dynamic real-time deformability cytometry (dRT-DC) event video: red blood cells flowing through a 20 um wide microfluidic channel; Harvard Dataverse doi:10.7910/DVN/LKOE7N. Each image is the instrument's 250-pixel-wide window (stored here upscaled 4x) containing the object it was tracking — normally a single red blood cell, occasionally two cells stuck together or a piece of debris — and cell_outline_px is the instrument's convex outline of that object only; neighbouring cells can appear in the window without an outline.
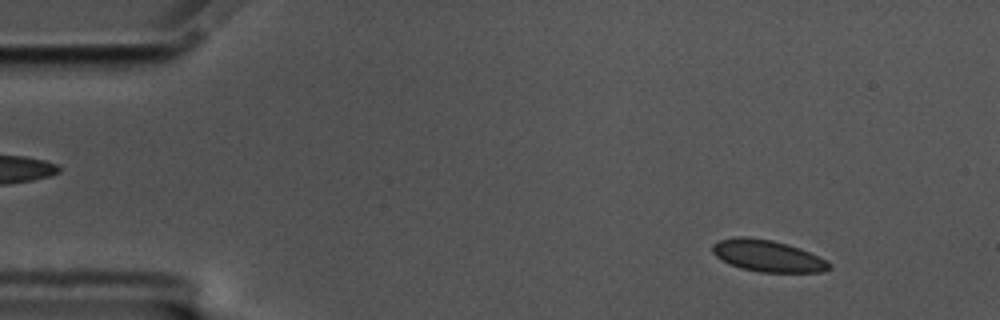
{"species": "common noctule bat (a hibernating species)", "species_latin": "Nyctalus noctula", "temperature_condition": "cold", "stored_images_in_passage": 57, "camera_frame_rate_fps": 3000, "um_per_image_px": 0.085, "animal": {"sex": "male", "body_mass_g": 17.5, "forearm_length_mm": 52.3}, "frame": {"image": 1, "passage_image": 6, "time_ms": 1.667, "image_size_px": [1000, 320], "cell_outline_px": [[832, 268], [820, 272], [760, 272], [740, 268], [728, 264], [716, 256], [712, 252], [712, 244], [720, 240], [736, 236], [748, 236], [772, 240], [788, 244], [800, 248], [820, 256], [828, 260], [832, 264]], "centroid_in_image_um": [65.26, 21.74], "position_along_channel_um": 19.7, "area_um2": 21.85}}
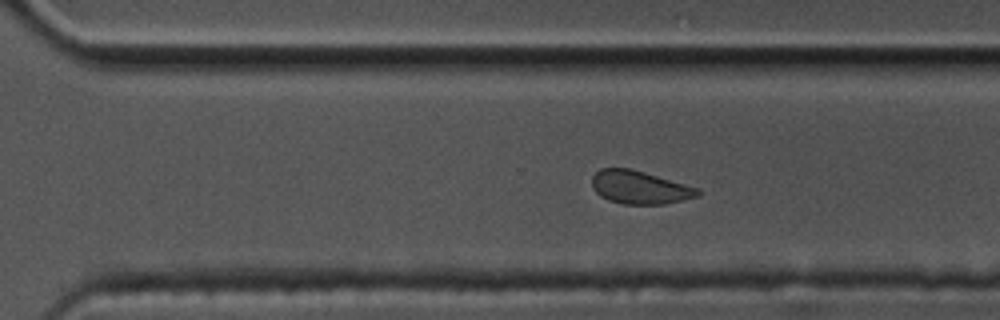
{"frame": {"image": 2, "passage_image": 39, "time_ms": 12.667, "image_size_px": [1000, 320], "cell_outline_px": [[700, 196], [664, 204], [624, 204], [608, 200], [600, 196], [592, 188], [592, 176], [600, 168], [628, 168], [644, 172], [700, 188]], "centroid_in_image_um": [54.37, 15.93], "position_along_channel_um": 316.2, "area_um2": 20.46}}
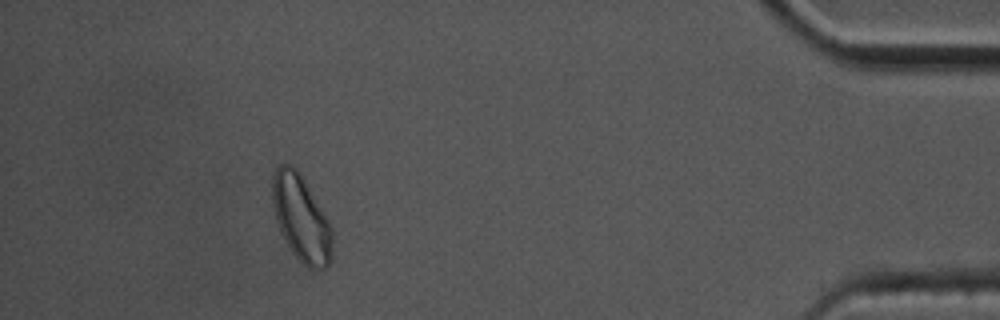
{"frame": {"image": 3, "passage_image": 52, "time_ms": 17.0, "image_size_px": [1000, 320], "cell_outline_px": [[332, 260], [328, 268], [308, 268], [292, 252], [284, 240], [276, 220], [272, 200], [272, 176], [276, 168], [280, 164], [292, 164], [296, 168], [328, 220], [332, 228]], "centroid_in_image_um": [25.6, 18.57], "position_along_channel_um": 409.6, "area_um2": 29.88}, "authors_computed_cell_mechanics": {"area_um2": 21.3282, "velocity_mm_per_s": 3.4659, "shape_relaxation_time_tau1_ms": 4.0187, "shape_relaxation_time_tau2_ms": 1.1049, "deformation_change_tau1": 0.0775, "deformation_change_tau2": 0.0711}}